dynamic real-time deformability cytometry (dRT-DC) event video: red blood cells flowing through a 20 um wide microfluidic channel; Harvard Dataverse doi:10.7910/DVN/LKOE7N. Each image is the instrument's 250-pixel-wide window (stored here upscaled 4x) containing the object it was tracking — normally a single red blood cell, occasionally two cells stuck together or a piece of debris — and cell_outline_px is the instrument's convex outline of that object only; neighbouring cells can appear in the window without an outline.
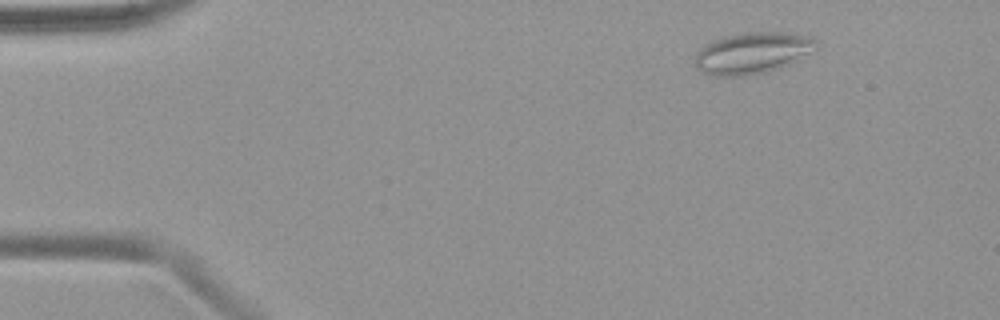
{"species": "common noctule bat (a hibernating species)", "species_latin": "Nyctalus noctula", "temperature_condition": "warm", "stored_images_in_passage": 49, "camera_frame_rate_fps": 3000, "um_per_image_px": 0.085, "animal": {"sex": "female", "body_mass_g": 19.9}, "frame": {"image": 1, "passage_image": 6, "time_ms": 1.667, "image_size_px": [1000, 320], "cell_outline_px": [[816, 48], [788, 64], [780, 68], [764, 72], [744, 76], [716, 76], [700, 72], [696, 68], [696, 52], [700, 48], [716, 40], [728, 36], [744, 32], [784, 32], [812, 36], [816, 40]], "centroid_in_image_um": [63.94, 4.51], "position_along_channel_um": 21.1, "area_um2": 28.9}}
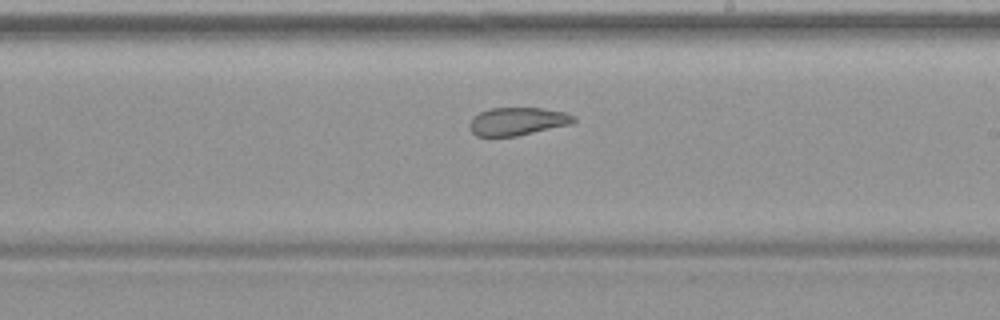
{"frame": {"image": 2, "passage_image": 29, "time_ms": 9.333, "image_size_px": [1000, 320], "cell_outline_px": [[576, 120], [572, 124], [516, 136], [476, 136], [468, 128], [468, 124], [472, 116], [480, 112], [492, 108], [544, 108], [564, 112], [576, 116]], "centroid_in_image_um": [43.97, 10.31], "position_along_channel_um": 245.0, "area_um2": 17.11}}
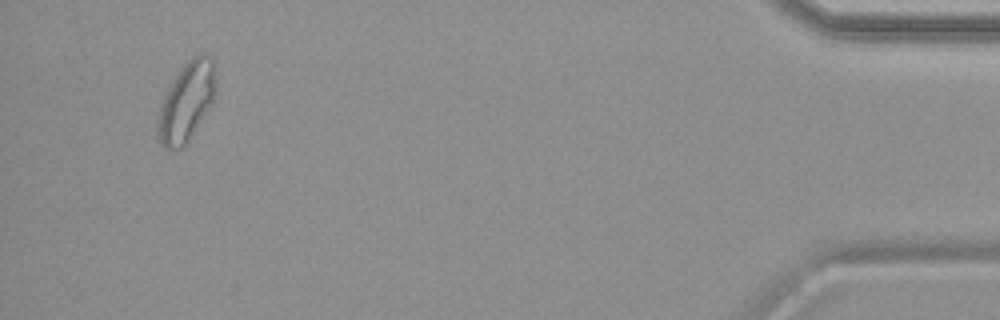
{"frame": {"image": 3, "passage_image": 47, "time_ms": 15.333, "image_size_px": [1000, 320], "cell_outline_px": [[216, 100], [188, 140], [180, 148], [168, 152], [160, 144], [156, 136], [156, 132], [160, 104], [168, 88], [180, 68], [192, 56], [200, 52], [204, 52], [212, 56], [216, 64]], "centroid_in_image_um": [15.89, 8.61], "position_along_channel_um": 419.3, "area_um2": 27.63}}